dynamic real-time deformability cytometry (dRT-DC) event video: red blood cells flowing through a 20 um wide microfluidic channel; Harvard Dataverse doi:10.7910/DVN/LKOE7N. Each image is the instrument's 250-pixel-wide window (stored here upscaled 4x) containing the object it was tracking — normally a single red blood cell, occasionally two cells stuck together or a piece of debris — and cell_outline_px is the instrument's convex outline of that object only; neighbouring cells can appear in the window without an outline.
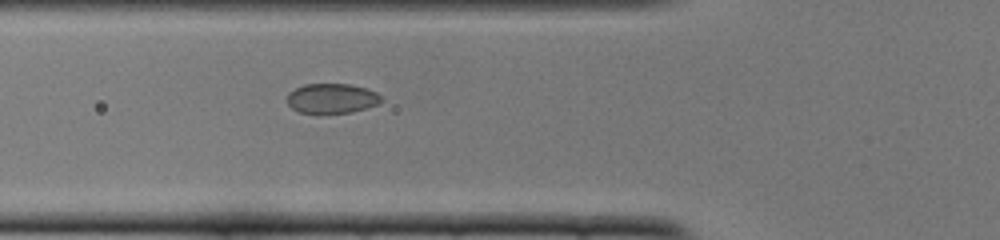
{"species": "common noctule bat (a hibernating species)", "species_latin": "Nyctalus noctula", "temperature_condition": "cold", "stored_images_in_passage": 34, "camera_frame_rate_fps": 3000, "um_per_image_px": 0.085, "animal": {"sex": "female", "body_mass_g": 22.0, "forearm_length_mm": 56.7}, "frame": {"image": 1, "passage_image": 5, "time_ms": 1.333, "image_size_px": [1000, 240], "cell_outline_px": [[384, 100], [376, 104], [352, 112], [320, 116], [300, 112], [292, 108], [288, 104], [288, 92], [304, 84], [352, 84], [368, 88], [376, 92]], "centroid_in_image_um": [28.19, 8.39], "position_along_channel_um": 97.6, "area_um2": 16.88}}
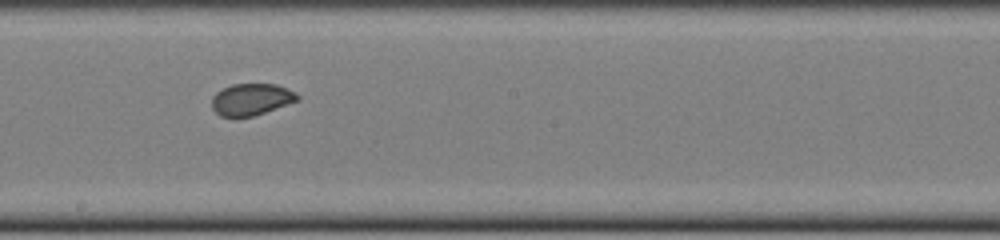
{"frame": {"image": 2, "passage_image": 15, "time_ms": 4.667, "image_size_px": [1000, 240], "cell_outline_px": [[300, 96], [296, 100], [264, 112], [252, 116], [220, 116], [212, 108], [212, 96], [216, 92], [232, 84], [276, 84], [288, 88], [296, 92]], "centroid_in_image_um": [21.34, 8.42], "position_along_channel_um": 226.9, "area_um2": 15.55}}
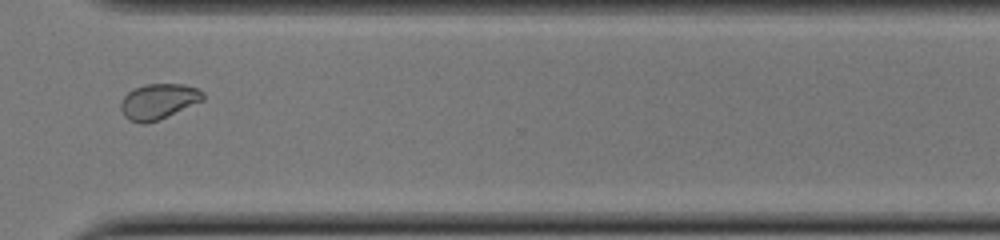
{"frame": {"image": 3, "passage_image": 25, "time_ms": 8.0, "image_size_px": [1000, 240], "cell_outline_px": [[204, 100], [160, 120], [144, 124], [140, 124], [128, 120], [124, 116], [120, 108], [120, 100], [132, 88], [144, 84], [184, 84], [196, 88], [204, 92]], "centroid_in_image_um": [13.44, 8.63], "position_along_channel_um": 357.2, "area_um2": 17.34}}